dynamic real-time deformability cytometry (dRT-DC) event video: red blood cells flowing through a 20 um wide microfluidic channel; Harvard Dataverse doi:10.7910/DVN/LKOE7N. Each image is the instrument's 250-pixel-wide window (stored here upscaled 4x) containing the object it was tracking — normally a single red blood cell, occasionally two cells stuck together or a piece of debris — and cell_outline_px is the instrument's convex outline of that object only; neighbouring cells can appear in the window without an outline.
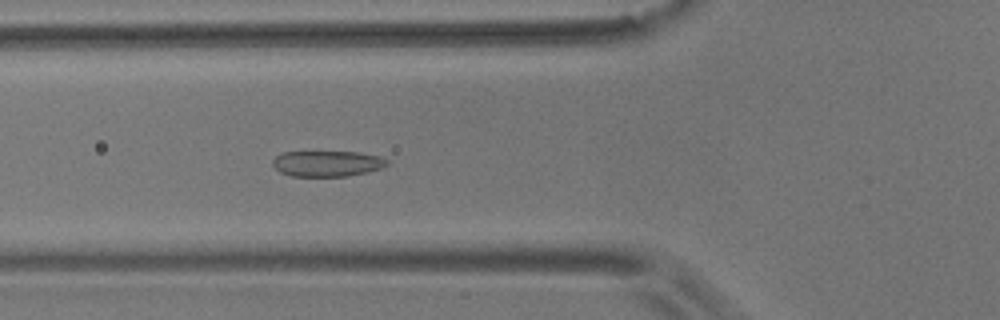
{"species": "common noctule bat (a hibernating species)", "species_latin": "Nyctalus noctula", "temperature_condition": "room temperature", "stored_images_in_passage": 53, "camera_frame_rate_fps": 3000, "um_per_image_px": 0.085, "animal": {"sex": "male", "body_mass_g": 17.9}, "frame": {"image": 1, "passage_image": 17, "time_ms": 5.333, "image_size_px": [1000, 320], "cell_outline_px": [[388, 164], [380, 168], [348, 176], [292, 176], [280, 172], [272, 164], [272, 160], [280, 152], [360, 152], [380, 156], [388, 160]], "centroid_in_image_um": [27.79, 13.89], "position_along_channel_um": 98.0, "area_um2": 17.11}}
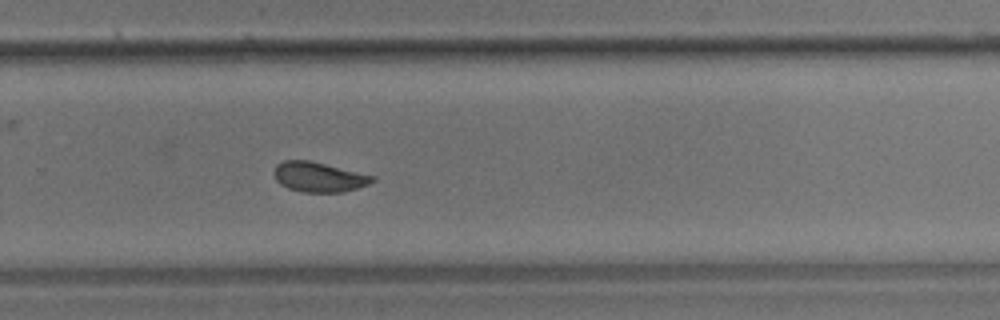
{"frame": {"image": 2, "passage_image": 34, "time_ms": 11.0, "image_size_px": [1000, 320], "cell_outline_px": [[376, 180], [368, 184], [344, 192], [304, 192], [288, 188], [280, 184], [276, 180], [276, 164], [284, 160], [308, 160], [376, 176]], "centroid_in_image_um": [27.13, 15.05], "position_along_channel_um": 302.7, "area_um2": 16.94}}
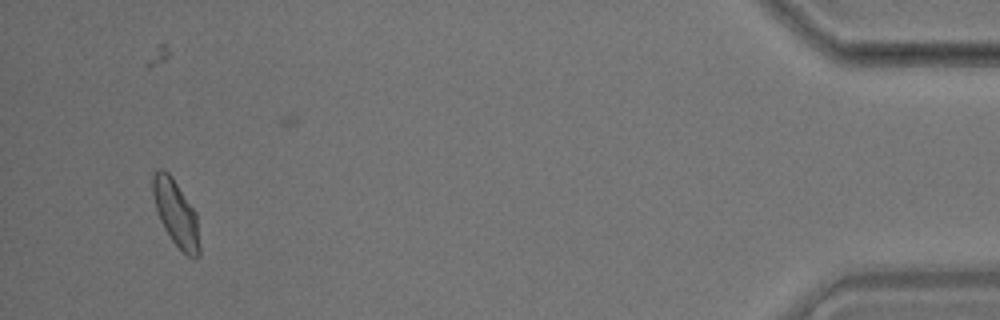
{"frame": {"image": 3, "passage_image": 50, "time_ms": 16.333, "image_size_px": [1000, 320], "cell_outline_px": [[200, 256], [196, 260], [188, 256], [172, 240], [164, 228], [160, 220], [152, 196], [152, 172], [160, 168], [164, 168], [172, 176], [196, 212], [200, 244]], "centroid_in_image_um": [14.96, 18.11], "position_along_channel_um": 420.2, "area_um2": 18.21}, "authors_computed_cell_mechanics": {"area_um2": 17.629, "velocity_mm_per_s": 3.6185, "shape_relaxation_time_tau1_ms": null, "shape_relaxation_time_tau2_ms": 1.1234, "deformation_change_tau1": null, "deformation_change_tau2": 0.0583}}